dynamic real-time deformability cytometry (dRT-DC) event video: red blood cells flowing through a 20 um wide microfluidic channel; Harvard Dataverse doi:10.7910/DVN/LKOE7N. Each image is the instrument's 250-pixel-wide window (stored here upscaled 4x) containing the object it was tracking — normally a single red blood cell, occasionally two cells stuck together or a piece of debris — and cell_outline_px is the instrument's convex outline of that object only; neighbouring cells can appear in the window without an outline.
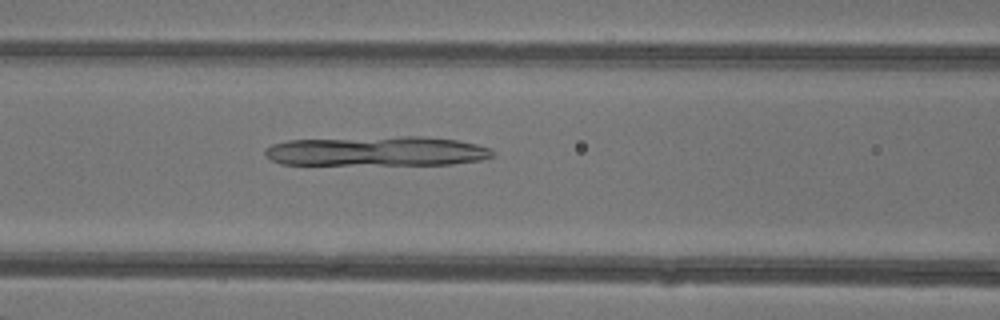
{"species": "common noctule bat (a hibernating species)", "species_latin": "Nyctalus noctula", "temperature_condition": "warm", "stored_images_in_passage": 29, "camera_frame_rate_fps": 3000, "um_per_image_px": 0.085, "animal": {"sex": "female"}, "frame": {"image": 1, "passage_image": 7, "time_ms": 2.0, "image_size_px": [1000, 320], "cell_outline_px": [[496, 156], [480, 160], [452, 164], [280, 164], [264, 156], [264, 148], [272, 144], [288, 140], [400, 136], [424, 136], [456, 140], [476, 144], [492, 148], [496, 152]], "centroid_in_image_um": [32.06, 12.84], "position_along_channel_um": 134.5, "area_um2": 39.59}}
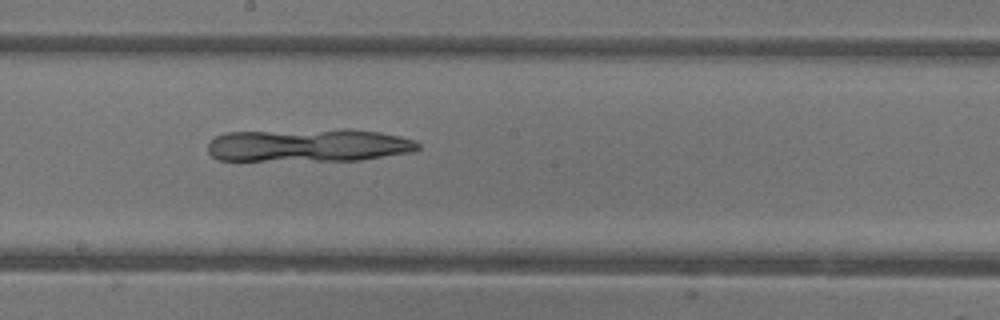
{"frame": {"image": 2, "passage_image": 13, "time_ms": 4.0, "image_size_px": [1000, 320], "cell_outline_px": [[420, 148], [412, 152], [360, 160], [220, 160], [212, 156], [208, 152], [208, 144], [216, 136], [228, 132], [344, 128], [352, 128], [380, 132], [400, 136], [416, 140], [420, 144]], "centroid_in_image_um": [26.29, 12.33], "position_along_channel_um": 221.9, "area_um2": 40.92}}
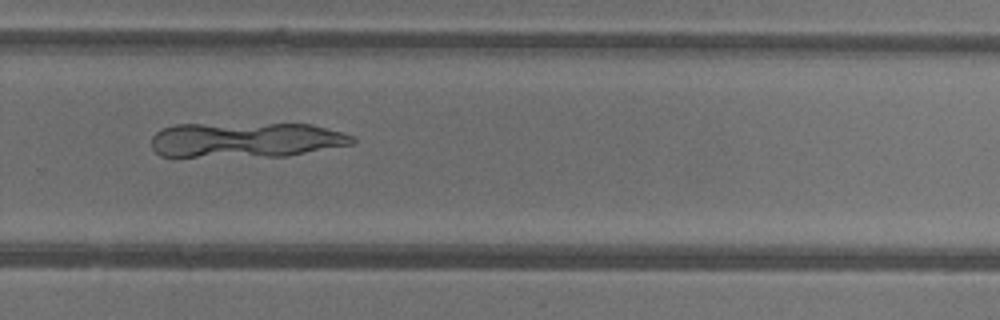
{"frame": {"image": 3, "passage_image": 19, "time_ms": 6.0, "image_size_px": [1000, 320], "cell_outline_px": [[356, 140], [352, 144], [284, 156], [160, 156], [152, 148], [152, 136], [160, 128], [176, 124], [312, 124], [344, 132], [352, 136]], "centroid_in_image_um": [20.88, 11.88], "position_along_channel_um": 308.9, "area_um2": 40.98}}